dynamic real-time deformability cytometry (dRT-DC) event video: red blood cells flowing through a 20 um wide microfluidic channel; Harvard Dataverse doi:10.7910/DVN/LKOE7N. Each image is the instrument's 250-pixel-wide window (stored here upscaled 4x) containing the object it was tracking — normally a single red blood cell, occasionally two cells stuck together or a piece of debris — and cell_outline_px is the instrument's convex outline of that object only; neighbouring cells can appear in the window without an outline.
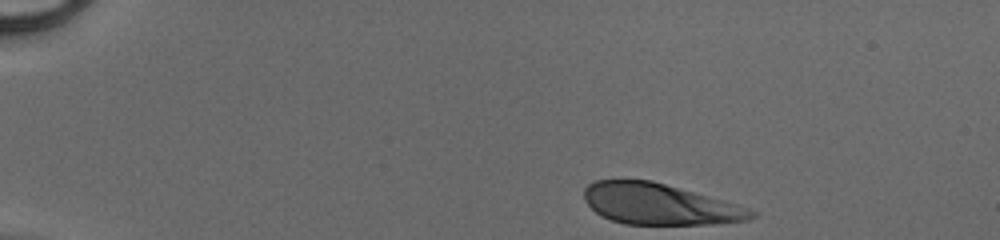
{"species": "human", "species_latin": "Homo sapiens", "temperature_condition": "cold", "stored_images_in_passage": 12, "camera_frame_rate_fps": 3000, "um_per_image_px": 0.085, "donor": {"sex": "male"}, "frame": {"image": 1, "passage_image": 1, "time_ms": 0.0, "image_size_px": [1000, 240], "cell_outline_px": [[756, 216], [748, 220], [712, 224], [624, 224], [600, 216], [584, 200], [584, 188], [588, 184], [596, 180], [652, 180], [724, 200], [748, 208], [756, 212]], "centroid_in_image_um": [56.04, 17.35], "position_along_channel_um": 29.0, "area_um2": 39.88}}
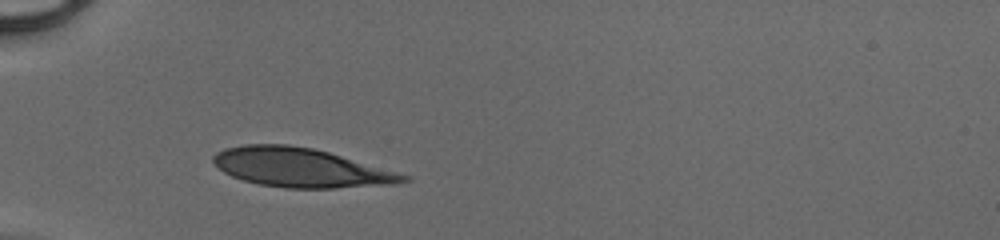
{"frame": {"image": 2, "passage_image": 9, "time_ms": 2.667, "image_size_px": [1000, 240], "cell_outline_px": [[412, 180], [396, 184], [336, 188], [284, 188], [260, 184], [244, 180], [232, 176], [224, 172], [212, 160], [212, 156], [216, 152], [224, 148], [244, 144], [288, 144], [312, 148], [328, 152], [412, 176]], "centroid_in_image_um": [25.59, 14.25], "position_along_channel_um": 59.4, "area_um2": 43.29}}